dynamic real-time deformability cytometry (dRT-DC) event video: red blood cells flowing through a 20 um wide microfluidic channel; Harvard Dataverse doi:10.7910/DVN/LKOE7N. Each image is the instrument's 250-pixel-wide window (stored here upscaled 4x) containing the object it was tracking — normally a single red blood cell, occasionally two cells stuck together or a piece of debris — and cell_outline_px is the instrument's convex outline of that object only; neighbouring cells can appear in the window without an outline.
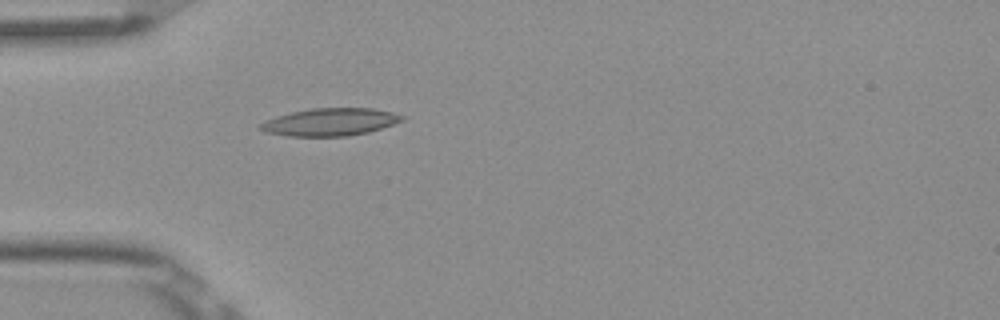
{"species": "Egyptian fruit bat (a non-hibernating species)", "species_latin": "Rousettus aegyptiacus", "temperature_condition": "room temperature", "stored_images_in_passage": 5, "camera_frame_rate_fps": 3000, "um_per_image_px": 0.085, "frame": {"image": 1, "passage_image": 5, "time_ms": 1.333, "image_size_px": [1000, 320], "cell_outline_px": [[404, 120], [368, 132], [348, 136], [288, 136], [264, 132], [256, 128], [264, 120], [276, 116], [292, 112], [312, 108], [372, 108], [392, 112], [404, 116]], "centroid_in_image_um": [28.0, 10.37], "position_along_channel_um": 57.0, "area_um2": 22.77}}